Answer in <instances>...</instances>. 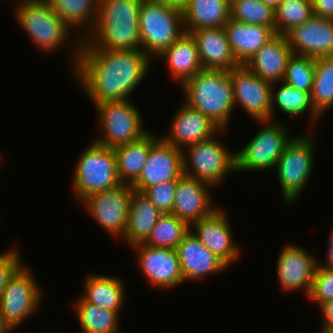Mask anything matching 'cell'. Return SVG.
<instances>
[{"mask_svg":"<svg viewBox=\"0 0 333 333\" xmlns=\"http://www.w3.org/2000/svg\"><path fill=\"white\" fill-rule=\"evenodd\" d=\"M72 45L70 63L78 84L94 104L126 100L147 75L151 57L142 49L113 50Z\"/></svg>","mask_w":333,"mask_h":333,"instance_id":"6da1fadb","label":"cell"},{"mask_svg":"<svg viewBox=\"0 0 333 333\" xmlns=\"http://www.w3.org/2000/svg\"><path fill=\"white\" fill-rule=\"evenodd\" d=\"M142 0H99L97 19L80 47L141 49L139 15Z\"/></svg>","mask_w":333,"mask_h":333,"instance_id":"7a4b0ae2","label":"cell"},{"mask_svg":"<svg viewBox=\"0 0 333 333\" xmlns=\"http://www.w3.org/2000/svg\"><path fill=\"white\" fill-rule=\"evenodd\" d=\"M184 103L199 110L221 130L229 126L234 105L230 73L202 69L182 84Z\"/></svg>","mask_w":333,"mask_h":333,"instance_id":"3957f363","label":"cell"},{"mask_svg":"<svg viewBox=\"0 0 333 333\" xmlns=\"http://www.w3.org/2000/svg\"><path fill=\"white\" fill-rule=\"evenodd\" d=\"M73 172L75 201L80 203L87 196L122 185L117 172L113 148L92 141L82 152Z\"/></svg>","mask_w":333,"mask_h":333,"instance_id":"277c9868","label":"cell"},{"mask_svg":"<svg viewBox=\"0 0 333 333\" xmlns=\"http://www.w3.org/2000/svg\"><path fill=\"white\" fill-rule=\"evenodd\" d=\"M141 49L158 56L185 33L182 10L156 0H142L139 15Z\"/></svg>","mask_w":333,"mask_h":333,"instance_id":"5b68a950","label":"cell"},{"mask_svg":"<svg viewBox=\"0 0 333 333\" xmlns=\"http://www.w3.org/2000/svg\"><path fill=\"white\" fill-rule=\"evenodd\" d=\"M17 1L15 19L35 46L50 53L61 49L64 44L67 46L71 30L51 10L46 0Z\"/></svg>","mask_w":333,"mask_h":333,"instance_id":"8992f818","label":"cell"},{"mask_svg":"<svg viewBox=\"0 0 333 333\" xmlns=\"http://www.w3.org/2000/svg\"><path fill=\"white\" fill-rule=\"evenodd\" d=\"M310 135L293 136L275 165L282 197L288 206L299 199L312 176L316 141Z\"/></svg>","mask_w":333,"mask_h":333,"instance_id":"52a82bcc","label":"cell"},{"mask_svg":"<svg viewBox=\"0 0 333 333\" xmlns=\"http://www.w3.org/2000/svg\"><path fill=\"white\" fill-rule=\"evenodd\" d=\"M216 135L183 150V174L213 187L220 185L228 174L236 171V154L230 152Z\"/></svg>","mask_w":333,"mask_h":333,"instance_id":"ba28073f","label":"cell"},{"mask_svg":"<svg viewBox=\"0 0 333 333\" xmlns=\"http://www.w3.org/2000/svg\"><path fill=\"white\" fill-rule=\"evenodd\" d=\"M264 126L236 154V172L265 171L274 169L286 145L292 140L287 124L280 121L264 120Z\"/></svg>","mask_w":333,"mask_h":333,"instance_id":"9c48e42d","label":"cell"},{"mask_svg":"<svg viewBox=\"0 0 333 333\" xmlns=\"http://www.w3.org/2000/svg\"><path fill=\"white\" fill-rule=\"evenodd\" d=\"M129 100L105 101L94 104L103 134L93 141L109 148H115L134 142L149 131L143 129L139 108Z\"/></svg>","mask_w":333,"mask_h":333,"instance_id":"30bf717a","label":"cell"},{"mask_svg":"<svg viewBox=\"0 0 333 333\" xmlns=\"http://www.w3.org/2000/svg\"><path fill=\"white\" fill-rule=\"evenodd\" d=\"M135 189L130 184L97 192L84 198L80 203L106 232L123 238Z\"/></svg>","mask_w":333,"mask_h":333,"instance_id":"8fae6325","label":"cell"},{"mask_svg":"<svg viewBox=\"0 0 333 333\" xmlns=\"http://www.w3.org/2000/svg\"><path fill=\"white\" fill-rule=\"evenodd\" d=\"M42 292L25 265L13 275L0 299V312L12 329L18 328L39 309Z\"/></svg>","mask_w":333,"mask_h":333,"instance_id":"7c38bea8","label":"cell"},{"mask_svg":"<svg viewBox=\"0 0 333 333\" xmlns=\"http://www.w3.org/2000/svg\"><path fill=\"white\" fill-rule=\"evenodd\" d=\"M233 83L234 105L244 109L255 121L271 120L272 84L245 65L229 71Z\"/></svg>","mask_w":333,"mask_h":333,"instance_id":"4fadbf2b","label":"cell"},{"mask_svg":"<svg viewBox=\"0 0 333 333\" xmlns=\"http://www.w3.org/2000/svg\"><path fill=\"white\" fill-rule=\"evenodd\" d=\"M131 248L137 251L141 273L157 289H171L184 282L176 249L152 248L143 243Z\"/></svg>","mask_w":333,"mask_h":333,"instance_id":"5bb4252c","label":"cell"},{"mask_svg":"<svg viewBox=\"0 0 333 333\" xmlns=\"http://www.w3.org/2000/svg\"><path fill=\"white\" fill-rule=\"evenodd\" d=\"M318 259L303 247L286 244L277 259V276L280 288L285 291H303L308 297L312 288ZM305 290V291H304Z\"/></svg>","mask_w":333,"mask_h":333,"instance_id":"9a60e30c","label":"cell"},{"mask_svg":"<svg viewBox=\"0 0 333 333\" xmlns=\"http://www.w3.org/2000/svg\"><path fill=\"white\" fill-rule=\"evenodd\" d=\"M183 175V150L159 138L149 151L147 161L139 178L131 185L136 191L144 192L148 187Z\"/></svg>","mask_w":333,"mask_h":333,"instance_id":"2e32d148","label":"cell"},{"mask_svg":"<svg viewBox=\"0 0 333 333\" xmlns=\"http://www.w3.org/2000/svg\"><path fill=\"white\" fill-rule=\"evenodd\" d=\"M222 209L218 207L209 216L193 222L190 230L207 249L230 267L241 251L233 240L232 227Z\"/></svg>","mask_w":333,"mask_h":333,"instance_id":"e0dca14e","label":"cell"},{"mask_svg":"<svg viewBox=\"0 0 333 333\" xmlns=\"http://www.w3.org/2000/svg\"><path fill=\"white\" fill-rule=\"evenodd\" d=\"M293 54L314 59L333 55V20L313 16L286 34Z\"/></svg>","mask_w":333,"mask_h":333,"instance_id":"ac0fdd59","label":"cell"},{"mask_svg":"<svg viewBox=\"0 0 333 333\" xmlns=\"http://www.w3.org/2000/svg\"><path fill=\"white\" fill-rule=\"evenodd\" d=\"M212 185L183 174L177 182L171 214L191 225L212 214L218 207L212 204Z\"/></svg>","mask_w":333,"mask_h":333,"instance_id":"d6986e66","label":"cell"},{"mask_svg":"<svg viewBox=\"0 0 333 333\" xmlns=\"http://www.w3.org/2000/svg\"><path fill=\"white\" fill-rule=\"evenodd\" d=\"M169 128L170 133L160 138L181 150L224 132L199 110L185 103L179 107Z\"/></svg>","mask_w":333,"mask_h":333,"instance_id":"ffe728a7","label":"cell"},{"mask_svg":"<svg viewBox=\"0 0 333 333\" xmlns=\"http://www.w3.org/2000/svg\"><path fill=\"white\" fill-rule=\"evenodd\" d=\"M176 250L184 282L201 281L207 275L216 274L229 268L221 259L207 249L191 230L184 236Z\"/></svg>","mask_w":333,"mask_h":333,"instance_id":"44dd1931","label":"cell"},{"mask_svg":"<svg viewBox=\"0 0 333 333\" xmlns=\"http://www.w3.org/2000/svg\"><path fill=\"white\" fill-rule=\"evenodd\" d=\"M293 51L286 35L276 34L244 64L269 83L283 81Z\"/></svg>","mask_w":333,"mask_h":333,"instance_id":"7402d4cb","label":"cell"},{"mask_svg":"<svg viewBox=\"0 0 333 333\" xmlns=\"http://www.w3.org/2000/svg\"><path fill=\"white\" fill-rule=\"evenodd\" d=\"M196 41L203 69L229 72L240 64L236 61L224 28H201L191 32Z\"/></svg>","mask_w":333,"mask_h":333,"instance_id":"603a6c76","label":"cell"},{"mask_svg":"<svg viewBox=\"0 0 333 333\" xmlns=\"http://www.w3.org/2000/svg\"><path fill=\"white\" fill-rule=\"evenodd\" d=\"M231 51L240 65H244L276 33L269 27L246 24L229 19L224 26Z\"/></svg>","mask_w":333,"mask_h":333,"instance_id":"cb8c5ba5","label":"cell"},{"mask_svg":"<svg viewBox=\"0 0 333 333\" xmlns=\"http://www.w3.org/2000/svg\"><path fill=\"white\" fill-rule=\"evenodd\" d=\"M158 57L166 61L171 76L179 81L180 85L203 69L196 41L188 32L183 33Z\"/></svg>","mask_w":333,"mask_h":333,"instance_id":"d4e9b609","label":"cell"},{"mask_svg":"<svg viewBox=\"0 0 333 333\" xmlns=\"http://www.w3.org/2000/svg\"><path fill=\"white\" fill-rule=\"evenodd\" d=\"M162 214L144 192L134 190L123 241L130 247L144 243Z\"/></svg>","mask_w":333,"mask_h":333,"instance_id":"484cf974","label":"cell"},{"mask_svg":"<svg viewBox=\"0 0 333 333\" xmlns=\"http://www.w3.org/2000/svg\"><path fill=\"white\" fill-rule=\"evenodd\" d=\"M185 32L224 28L230 19L229 0H188L182 9Z\"/></svg>","mask_w":333,"mask_h":333,"instance_id":"4316f807","label":"cell"},{"mask_svg":"<svg viewBox=\"0 0 333 333\" xmlns=\"http://www.w3.org/2000/svg\"><path fill=\"white\" fill-rule=\"evenodd\" d=\"M148 131L140 139L117 146L114 149L117 172L122 184L132 185L140 176L151 146L160 138Z\"/></svg>","mask_w":333,"mask_h":333,"instance_id":"83f0119b","label":"cell"},{"mask_svg":"<svg viewBox=\"0 0 333 333\" xmlns=\"http://www.w3.org/2000/svg\"><path fill=\"white\" fill-rule=\"evenodd\" d=\"M82 297L89 303L120 313L126 292L123 280L117 276L91 274L85 279Z\"/></svg>","mask_w":333,"mask_h":333,"instance_id":"f1b7e54d","label":"cell"},{"mask_svg":"<svg viewBox=\"0 0 333 333\" xmlns=\"http://www.w3.org/2000/svg\"><path fill=\"white\" fill-rule=\"evenodd\" d=\"M51 10L72 30L78 27L79 40L94 28L99 0H46ZM88 22V23H87ZM86 26L87 28H84ZM74 27V28H73ZM80 28V29H79ZM85 29L84 31L82 30ZM87 31V32H86Z\"/></svg>","mask_w":333,"mask_h":333,"instance_id":"f546056e","label":"cell"},{"mask_svg":"<svg viewBox=\"0 0 333 333\" xmlns=\"http://www.w3.org/2000/svg\"><path fill=\"white\" fill-rule=\"evenodd\" d=\"M278 84H281L279 89H275L276 83H272L271 88V120H273V113L276 110L275 106L281 110L284 114L288 115L290 118L293 117H300L303 113H308L309 116H312V119L310 121L312 123L318 122L320 115L315 111L311 94L309 92L296 89L295 87H292L283 81ZM275 89V90H274ZM275 108V109H274Z\"/></svg>","mask_w":333,"mask_h":333,"instance_id":"4dcf8cb0","label":"cell"},{"mask_svg":"<svg viewBox=\"0 0 333 333\" xmlns=\"http://www.w3.org/2000/svg\"><path fill=\"white\" fill-rule=\"evenodd\" d=\"M74 302L77 320L84 333H118L119 314L87 302L82 296Z\"/></svg>","mask_w":333,"mask_h":333,"instance_id":"1f68e13d","label":"cell"},{"mask_svg":"<svg viewBox=\"0 0 333 333\" xmlns=\"http://www.w3.org/2000/svg\"><path fill=\"white\" fill-rule=\"evenodd\" d=\"M189 231L187 222L171 213H163L143 244L152 248L176 249Z\"/></svg>","mask_w":333,"mask_h":333,"instance_id":"d6a6232c","label":"cell"},{"mask_svg":"<svg viewBox=\"0 0 333 333\" xmlns=\"http://www.w3.org/2000/svg\"><path fill=\"white\" fill-rule=\"evenodd\" d=\"M311 99L315 111L320 116L333 107V55L315 59Z\"/></svg>","mask_w":333,"mask_h":333,"instance_id":"836d02e7","label":"cell"},{"mask_svg":"<svg viewBox=\"0 0 333 333\" xmlns=\"http://www.w3.org/2000/svg\"><path fill=\"white\" fill-rule=\"evenodd\" d=\"M275 11V33L286 35L314 16L312 0H281Z\"/></svg>","mask_w":333,"mask_h":333,"instance_id":"e575fe53","label":"cell"},{"mask_svg":"<svg viewBox=\"0 0 333 333\" xmlns=\"http://www.w3.org/2000/svg\"><path fill=\"white\" fill-rule=\"evenodd\" d=\"M230 18L241 23L267 26L275 32V11L261 0L232 2Z\"/></svg>","mask_w":333,"mask_h":333,"instance_id":"d590c367","label":"cell"},{"mask_svg":"<svg viewBox=\"0 0 333 333\" xmlns=\"http://www.w3.org/2000/svg\"><path fill=\"white\" fill-rule=\"evenodd\" d=\"M315 76V59L292 54L289 58L283 82L311 94Z\"/></svg>","mask_w":333,"mask_h":333,"instance_id":"8d00e7d4","label":"cell"},{"mask_svg":"<svg viewBox=\"0 0 333 333\" xmlns=\"http://www.w3.org/2000/svg\"><path fill=\"white\" fill-rule=\"evenodd\" d=\"M318 262L312 288L308 299L318 306L327 300L333 299V269L319 265Z\"/></svg>","mask_w":333,"mask_h":333,"instance_id":"74e56055","label":"cell"},{"mask_svg":"<svg viewBox=\"0 0 333 333\" xmlns=\"http://www.w3.org/2000/svg\"><path fill=\"white\" fill-rule=\"evenodd\" d=\"M178 180L148 187L144 193L162 213H171Z\"/></svg>","mask_w":333,"mask_h":333,"instance_id":"f35d334b","label":"cell"},{"mask_svg":"<svg viewBox=\"0 0 333 333\" xmlns=\"http://www.w3.org/2000/svg\"><path fill=\"white\" fill-rule=\"evenodd\" d=\"M15 248L0 253V299L6 285L13 275L24 265Z\"/></svg>","mask_w":333,"mask_h":333,"instance_id":"ab89813d","label":"cell"},{"mask_svg":"<svg viewBox=\"0 0 333 333\" xmlns=\"http://www.w3.org/2000/svg\"><path fill=\"white\" fill-rule=\"evenodd\" d=\"M322 312L321 333H333V299L327 300L319 306Z\"/></svg>","mask_w":333,"mask_h":333,"instance_id":"60d3db41","label":"cell"},{"mask_svg":"<svg viewBox=\"0 0 333 333\" xmlns=\"http://www.w3.org/2000/svg\"><path fill=\"white\" fill-rule=\"evenodd\" d=\"M315 16L333 20V0H312Z\"/></svg>","mask_w":333,"mask_h":333,"instance_id":"b9f144b4","label":"cell"},{"mask_svg":"<svg viewBox=\"0 0 333 333\" xmlns=\"http://www.w3.org/2000/svg\"><path fill=\"white\" fill-rule=\"evenodd\" d=\"M330 238L328 240V247H327V255H326V263H324L323 265L320 263V266L326 267V268H330L333 269V230L330 231Z\"/></svg>","mask_w":333,"mask_h":333,"instance_id":"7bdbcfd3","label":"cell"},{"mask_svg":"<svg viewBox=\"0 0 333 333\" xmlns=\"http://www.w3.org/2000/svg\"><path fill=\"white\" fill-rule=\"evenodd\" d=\"M156 1L182 10L185 7L188 0H156Z\"/></svg>","mask_w":333,"mask_h":333,"instance_id":"ee69618b","label":"cell"},{"mask_svg":"<svg viewBox=\"0 0 333 333\" xmlns=\"http://www.w3.org/2000/svg\"><path fill=\"white\" fill-rule=\"evenodd\" d=\"M13 329L11 326L6 322L4 316L0 312V333H10Z\"/></svg>","mask_w":333,"mask_h":333,"instance_id":"f6af8a7d","label":"cell"},{"mask_svg":"<svg viewBox=\"0 0 333 333\" xmlns=\"http://www.w3.org/2000/svg\"><path fill=\"white\" fill-rule=\"evenodd\" d=\"M261 1L267 6L271 7L273 10H275L280 4L281 0H261Z\"/></svg>","mask_w":333,"mask_h":333,"instance_id":"bcb514c9","label":"cell"},{"mask_svg":"<svg viewBox=\"0 0 333 333\" xmlns=\"http://www.w3.org/2000/svg\"><path fill=\"white\" fill-rule=\"evenodd\" d=\"M235 1H241V0H229V3L231 4L232 2H235Z\"/></svg>","mask_w":333,"mask_h":333,"instance_id":"7dc6e473","label":"cell"}]
</instances>
